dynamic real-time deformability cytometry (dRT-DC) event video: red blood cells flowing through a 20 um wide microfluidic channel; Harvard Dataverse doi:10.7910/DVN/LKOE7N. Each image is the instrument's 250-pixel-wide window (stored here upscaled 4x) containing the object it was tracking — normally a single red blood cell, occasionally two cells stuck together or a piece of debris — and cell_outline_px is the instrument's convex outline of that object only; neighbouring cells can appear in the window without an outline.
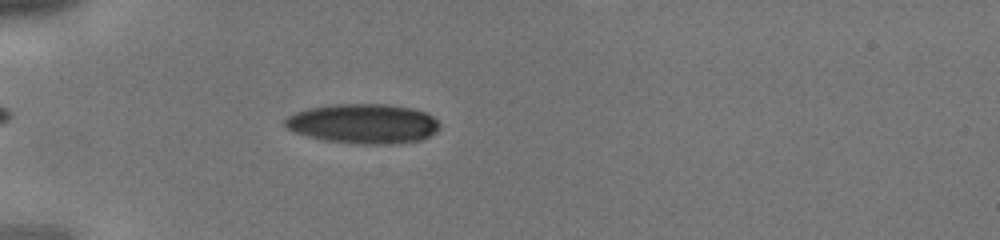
{"species": "human", "species_latin": "Homo sapiens", "temperature_condition": "cold", "stored_images_in_passage": 39, "camera_frame_rate_fps": 3000, "um_per_image_px": 0.085, "donor": {"sex": "male"}, "frame": {"image": 1, "passage_image": 13, "time_ms": 4.0, "image_size_px": [1000, 240], "cell_outline_px": [[440, 128], [436, 132], [420, 140], [396, 144], [356, 144], [324, 140], [292, 132], [284, 124], [284, 120], [288, 116], [296, 112], [308, 108], [336, 104], [388, 104], [412, 108], [424, 112], [432, 116], [440, 124]], "centroid_in_image_um": [30.88, 10.52], "position_along_channel_um": 54.1, "area_um2": 35.89}}
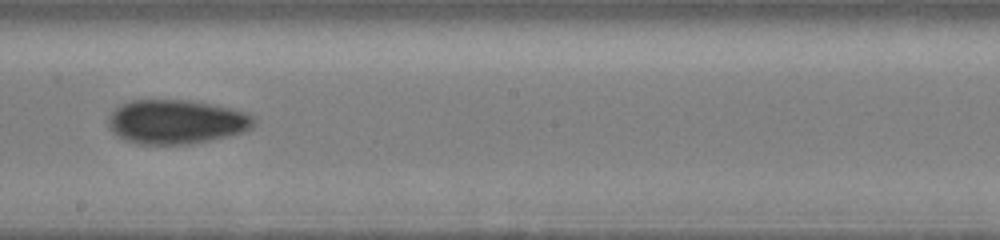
{"frame": {"image": 2, "passage_image": 25, "time_ms": 8.0, "image_size_px": [1000, 240], "cell_outline_px": [[256, 120], [252, 128], [244, 132], [228, 136], [188, 144], [136, 144], [124, 140], [108, 128], [108, 116], [120, 104], [128, 100], [192, 100], [232, 108], [244, 112], [252, 116]], "centroid_in_image_um": [14.96, 10.35], "position_along_channel_um": 233.2, "area_um2": 37.69}}
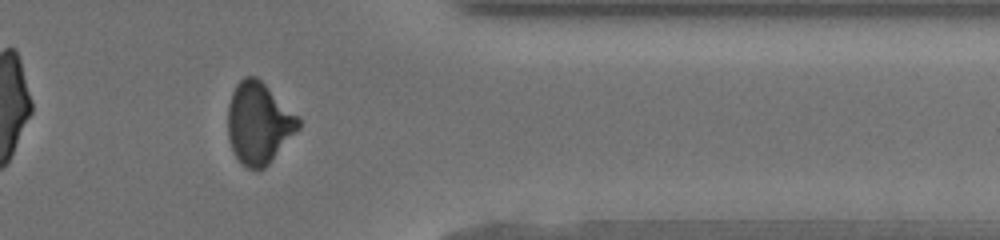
{"frame": {"image": 3, "passage_image": 35, "time_ms": 11.333, "image_size_px": [1000, 240], "cell_outline_px": [[300, 128], [268, 164], [264, 168], [256, 172], [240, 164], [232, 152], [228, 140], [228, 104], [232, 92], [236, 84], [244, 76], [256, 76], [300, 116]], "centroid_in_image_um": [21.98, 10.48], "position_along_channel_um": 389.4, "area_um2": 34.04}}